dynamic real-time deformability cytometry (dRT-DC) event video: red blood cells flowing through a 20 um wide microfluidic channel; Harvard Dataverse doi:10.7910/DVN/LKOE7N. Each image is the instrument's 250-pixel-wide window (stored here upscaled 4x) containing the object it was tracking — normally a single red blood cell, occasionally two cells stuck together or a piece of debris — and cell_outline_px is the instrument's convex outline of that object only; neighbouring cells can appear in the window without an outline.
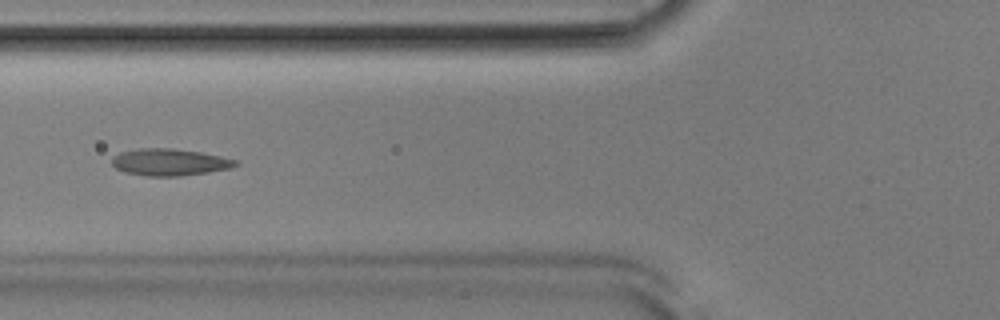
{"species": "Egyptian fruit bat (a non-hibernating species)", "species_latin": "Rousettus aegyptiacus", "temperature_condition": "room temperature", "stored_images_in_passage": 44, "camera_frame_rate_fps": 3000, "um_per_image_px": 0.085, "animal": {"sex": "male"}, "frame": {"image": 1, "passage_image": 12, "time_ms": 3.667, "image_size_px": [1000, 320], "cell_outline_px": [[240, 164], [232, 168], [208, 172], [180, 176], [148, 176], [124, 172], [116, 168], [112, 164], [112, 156], [120, 152], [140, 148], [172, 148], [200, 152], [220, 156], [236, 160]], "centroid_in_image_um": [14.41, 13.78], "position_along_channel_um": 111.4, "area_um2": 19.42}}
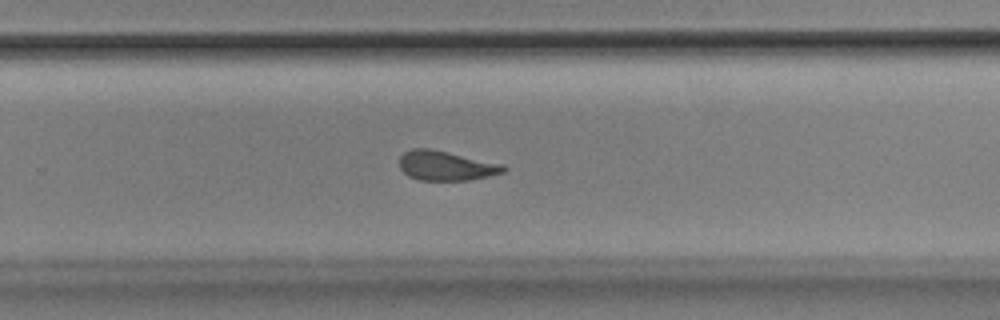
{"frame": {"image": 2, "passage_image": 26, "time_ms": 8.333, "image_size_px": [1000, 320], "cell_outline_px": [[508, 168], [504, 172], [488, 176], [468, 180], [420, 180], [408, 176], [400, 168], [400, 156], [404, 152], [412, 148], [432, 148], [504, 164]], "centroid_in_image_um": [37.92, 14.07], "position_along_channel_um": 291.9, "area_um2": 18.09}}
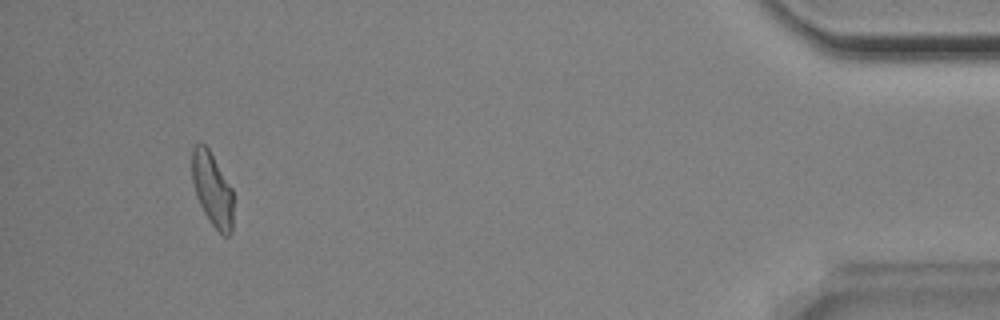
{"frame": {"image": 3, "passage_image": 41, "time_ms": 13.333, "image_size_px": [1000, 320], "cell_outline_px": [[232, 232], [228, 236], [224, 236], [212, 224], [204, 212], [196, 196], [192, 180], [192, 148], [196, 144], [204, 144], [208, 148], [232, 188]], "centroid_in_image_um": [18.04, 16.09], "position_along_channel_um": 417.2, "area_um2": 17.46}, "authors_computed_cell_mechanics": {"area_um2": 18.3804, "velocity_mm_per_s": 3.8813, "shape_relaxation_time_tau1_ms": 9.0082, "shape_relaxation_time_tau2_ms": 1.9687, "deformation_change_tau1": 0.184, "deformation_change_tau2": 0.1016}}